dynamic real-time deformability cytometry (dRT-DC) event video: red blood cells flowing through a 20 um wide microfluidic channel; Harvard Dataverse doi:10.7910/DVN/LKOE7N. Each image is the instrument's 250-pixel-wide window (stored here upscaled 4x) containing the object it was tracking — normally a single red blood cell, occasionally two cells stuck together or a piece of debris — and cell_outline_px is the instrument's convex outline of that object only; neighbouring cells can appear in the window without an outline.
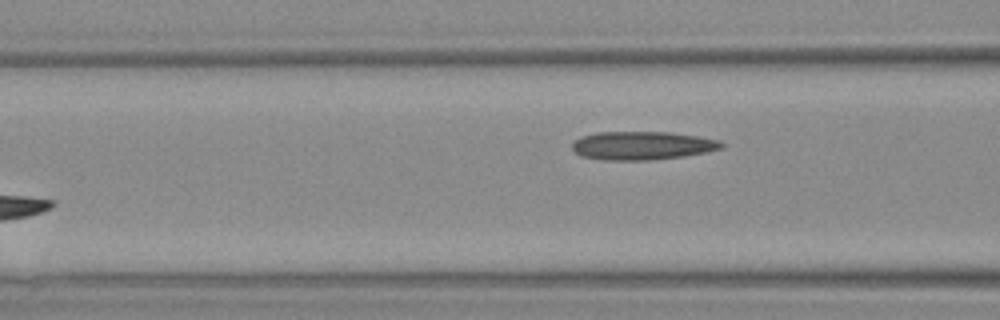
{"species": "Egyptian fruit bat (a non-hibernating species)", "species_latin": "Rousettus aegyptiacus", "temperature_condition": "warm", "stored_images_in_passage": 4, "camera_frame_rate_fps": 3000, "um_per_image_px": 0.085, "animal": {"sex": "female"}, "frame": {"image": 1, "passage_image": 3, "time_ms": 2.333, "image_size_px": [1000, 320], "cell_outline_px": [[724, 148], [708, 152], [684, 156], [648, 160], [604, 160], [580, 156], [572, 148], [572, 144], [580, 136], [596, 132], [672, 132], [720, 140], [724, 144]], "centroid_in_image_um": [54.6, 12.37], "position_along_channel_um": 112.0, "area_um2": 24.85}}